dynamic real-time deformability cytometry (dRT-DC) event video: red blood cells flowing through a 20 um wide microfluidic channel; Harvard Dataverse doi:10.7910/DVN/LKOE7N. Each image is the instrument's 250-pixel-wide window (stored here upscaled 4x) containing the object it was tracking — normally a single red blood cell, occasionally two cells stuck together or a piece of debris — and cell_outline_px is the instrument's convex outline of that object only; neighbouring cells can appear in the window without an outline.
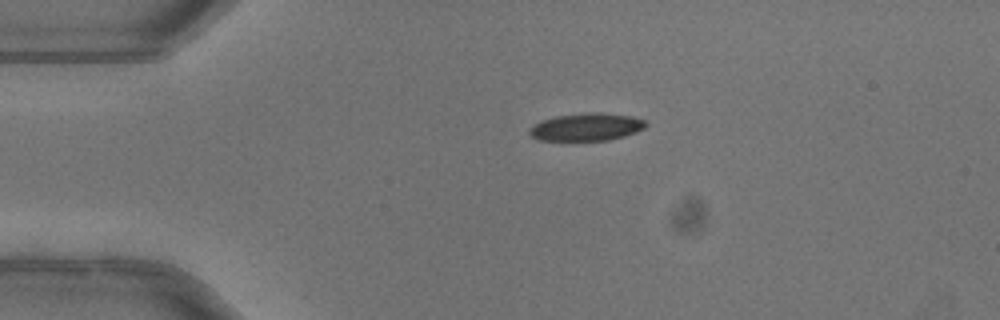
{"species": "common noctule bat (a hibernating species)", "species_latin": "Nyctalus noctula", "temperature_condition": "warm", "stored_images_in_passage": 41, "camera_frame_rate_fps": 3000, "um_per_image_px": 0.085, "animal": {"sex": "female"}, "frame": {"image": 1, "passage_image": 1, "time_ms": 0.0, "image_size_px": [1000, 320], "cell_outline_px": [[648, 124], [644, 128], [636, 132], [624, 136], [608, 140], [536, 140], [528, 132], [540, 120], [556, 116], [588, 112], [600, 112], [632, 116], [644, 120]], "centroid_in_image_um": [49.87, 10.78], "position_along_channel_um": 35.1, "area_um2": 18.67}}
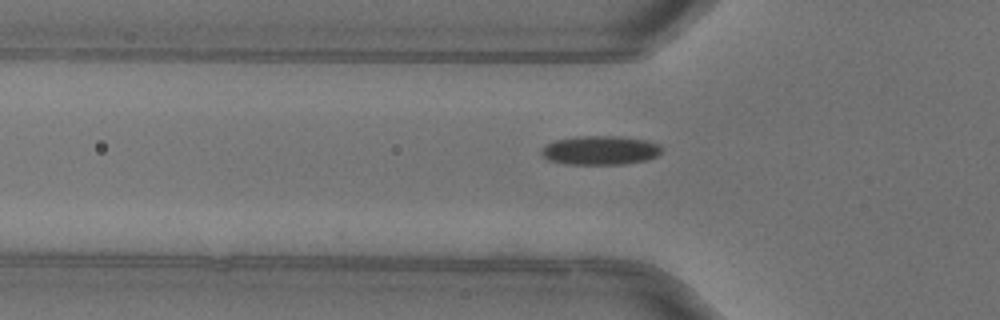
{"frame": {"image": 2, "passage_image": 7, "time_ms": 2.0, "image_size_px": [1000, 320], "cell_outline_px": [[664, 148], [656, 156], [648, 160], [624, 164], [564, 164], [548, 160], [540, 152], [540, 148], [556, 140], [576, 136], [620, 136], [644, 140], [660, 144]], "centroid_in_image_um": [51.03, 12.78], "position_along_channel_um": 74.8, "area_um2": 20.46}}
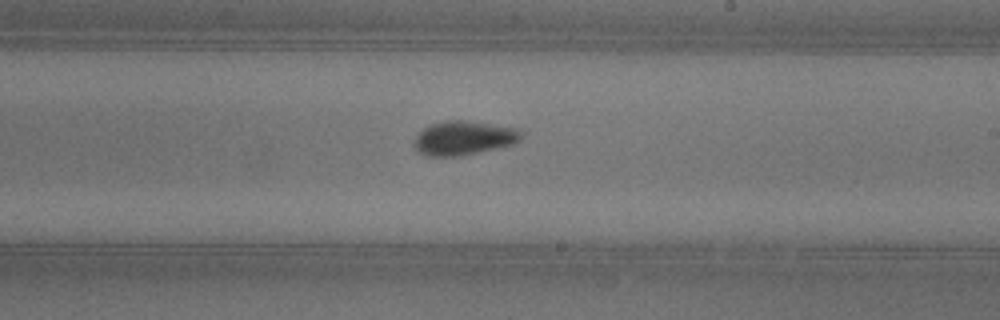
{"frame": {"image": 3, "passage_image": 20, "time_ms": 6.333, "image_size_px": [1000, 320], "cell_outline_px": [[524, 132], [520, 140], [512, 144], [496, 148], [456, 156], [428, 156], [416, 152], [416, 136], [424, 128], [432, 124], [444, 120], [464, 120], [520, 128]], "centroid_in_image_um": [39.45, 11.71], "position_along_channel_um": 249.5, "area_um2": 21.1}, "authors_computed_cell_mechanics": {"area_um2": 19.8254, "velocity_mm_per_s": 4.021, "shape_relaxation_time_tau1_ms": 8.5373, "shape_relaxation_time_tau2_ms": 1.718, "deformation_change_tau1": 0.189, "deformation_change_tau2": 0.0651}}